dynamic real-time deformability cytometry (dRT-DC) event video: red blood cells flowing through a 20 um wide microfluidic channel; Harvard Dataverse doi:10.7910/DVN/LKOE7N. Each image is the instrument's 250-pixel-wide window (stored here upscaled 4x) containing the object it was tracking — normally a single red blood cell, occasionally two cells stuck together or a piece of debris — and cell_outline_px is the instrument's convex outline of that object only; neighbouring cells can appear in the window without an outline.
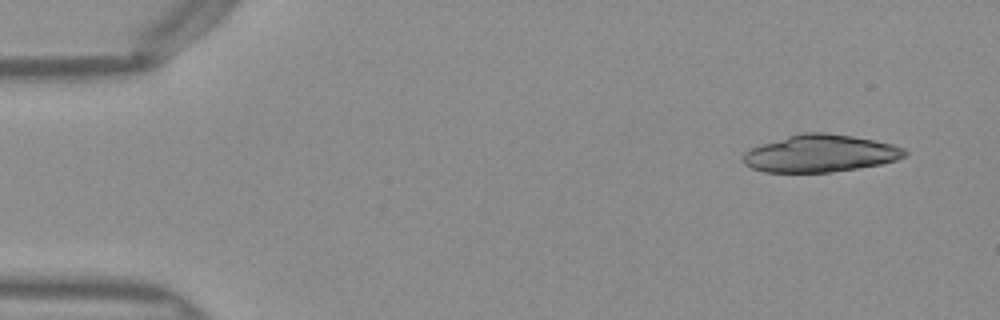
{"species": "Egyptian fruit bat (a non-hibernating species)", "species_latin": "Rousettus aegyptiacus", "temperature_condition": "warm", "stored_images_in_passage": 20, "camera_frame_rate_fps": 3000, "um_per_image_px": 0.085, "frame": {"image": 1, "passage_image": 1, "time_ms": 0.0, "image_size_px": [1000, 320], "cell_outline_px": [[908, 156], [896, 160], [880, 164], [860, 168], [832, 172], [764, 172], [752, 168], [744, 164], [744, 152], [760, 144], [788, 136], [804, 132], [824, 132], [852, 136], [876, 140], [892, 144], [904, 148], [908, 152]], "centroid_in_image_um": [69.76, 13.04], "position_along_channel_um": 15.2, "area_um2": 35.2}}